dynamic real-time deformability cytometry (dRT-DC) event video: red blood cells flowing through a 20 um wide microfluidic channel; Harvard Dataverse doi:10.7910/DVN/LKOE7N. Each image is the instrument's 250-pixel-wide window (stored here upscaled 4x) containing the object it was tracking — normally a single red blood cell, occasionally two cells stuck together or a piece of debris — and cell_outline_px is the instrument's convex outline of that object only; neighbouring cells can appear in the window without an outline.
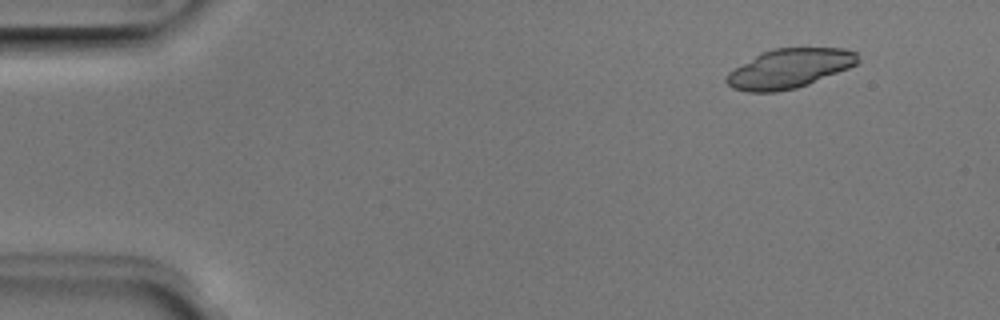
{"species": "Egyptian fruit bat (a non-hibernating species)", "species_latin": "Rousettus aegyptiacus", "temperature_condition": "room temperature", "stored_images_in_passage": 4, "segment_of_instrument_passage": [1, 2], "camera_frame_rate_fps": 3000, "um_per_image_px": 0.085, "animal": {"sex": "male"}, "frame": {"image": 1, "passage_image": 1, "time_ms": 0.0, "image_size_px": [1000, 320], "cell_outline_px": [[860, 60], [856, 64], [848, 68], [808, 84], [796, 88], [776, 92], [748, 92], [732, 88], [724, 80], [724, 76], [728, 72], [760, 52], [772, 48], [844, 48], [856, 52]], "centroid_in_image_um": [67.05, 5.82], "position_along_channel_um": 17.9, "area_um2": 30.17}}